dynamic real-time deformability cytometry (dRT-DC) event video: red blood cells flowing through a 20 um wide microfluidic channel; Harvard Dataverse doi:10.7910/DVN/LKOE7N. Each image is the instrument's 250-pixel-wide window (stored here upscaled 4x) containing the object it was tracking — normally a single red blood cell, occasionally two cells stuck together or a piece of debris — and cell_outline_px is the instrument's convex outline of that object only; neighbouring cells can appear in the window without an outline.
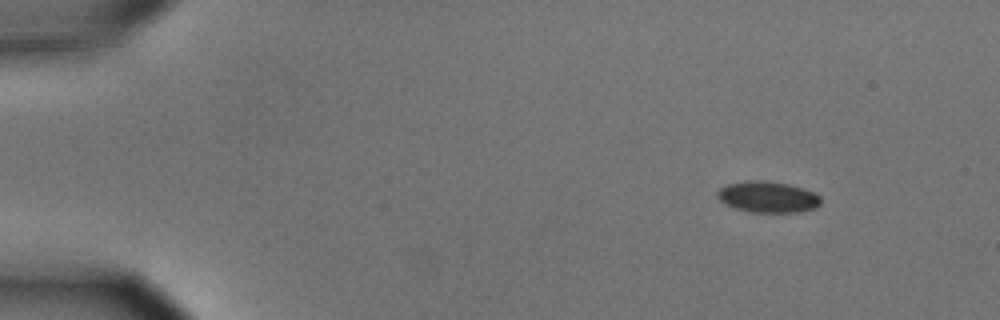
{"species": "common noctule bat (a hibernating species)", "species_latin": "Nyctalus noctula", "temperature_condition": "cold", "stored_images_in_passage": 4, "camera_frame_rate_fps": 3000, "um_per_image_px": 0.085, "animal": {"sex": "male", "body_mass_g": 15.6}, "frame": {"image": 1, "passage_image": 1, "time_ms": 0.0, "image_size_px": [1000, 320], "cell_outline_px": [[820, 204], [816, 208], [796, 212], [752, 212], [736, 208], [720, 200], [716, 196], [716, 192], [720, 188], [728, 184], [744, 180], [764, 180], [788, 184], [816, 192], [820, 196]], "centroid_in_image_um": [65.27, 16.72], "position_along_channel_um": 19.7, "area_um2": 18.79}}
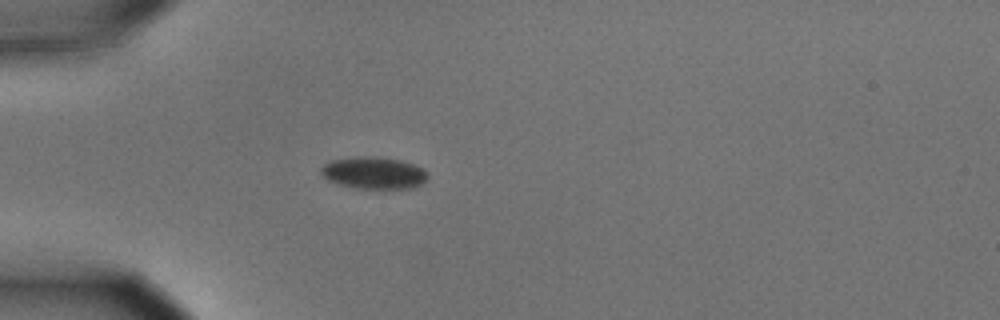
{"frame": {"image": 2, "passage_image": 4, "time_ms": 1.0, "image_size_px": [1000, 320], "cell_outline_px": [[428, 176], [424, 184], [412, 188], [356, 188], [336, 184], [328, 180], [320, 172], [320, 168], [324, 164], [332, 160], [356, 156], [372, 156], [400, 160], [424, 168], [428, 172]], "centroid_in_image_um": [31.78, 14.7], "position_along_channel_um": 53.2, "area_um2": 20.06}}